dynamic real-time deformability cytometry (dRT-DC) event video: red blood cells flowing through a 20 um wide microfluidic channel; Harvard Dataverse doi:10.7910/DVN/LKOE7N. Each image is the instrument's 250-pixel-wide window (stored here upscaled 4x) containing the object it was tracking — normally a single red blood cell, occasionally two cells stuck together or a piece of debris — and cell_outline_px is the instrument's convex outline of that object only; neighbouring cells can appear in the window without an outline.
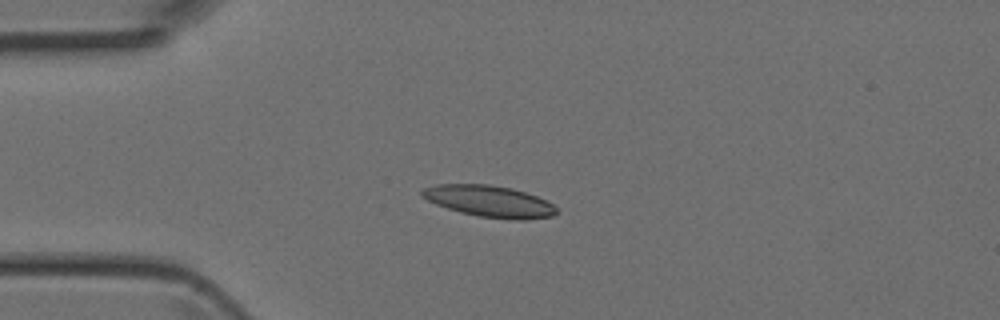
{"species": "Egyptian fruit bat (a non-hibernating species)", "species_latin": "Rousettus aegyptiacus", "temperature_condition": "room temperature", "stored_images_in_passage": 3, "camera_frame_rate_fps": 3000, "um_per_image_px": 0.085, "animal": {"sex": "female"}, "frame": {"image": 1, "passage_image": 2, "time_ms": 0.333, "image_size_px": [1000, 320], "cell_outline_px": [[556, 212], [552, 216], [524, 220], [512, 220], [480, 216], [460, 212], [436, 204], [420, 196], [420, 192], [424, 188], [436, 184], [488, 184], [512, 188], [536, 196], [552, 204], [556, 208]], "centroid_in_image_um": [41.56, 17.1], "position_along_channel_um": 43.4, "area_um2": 24.51}}